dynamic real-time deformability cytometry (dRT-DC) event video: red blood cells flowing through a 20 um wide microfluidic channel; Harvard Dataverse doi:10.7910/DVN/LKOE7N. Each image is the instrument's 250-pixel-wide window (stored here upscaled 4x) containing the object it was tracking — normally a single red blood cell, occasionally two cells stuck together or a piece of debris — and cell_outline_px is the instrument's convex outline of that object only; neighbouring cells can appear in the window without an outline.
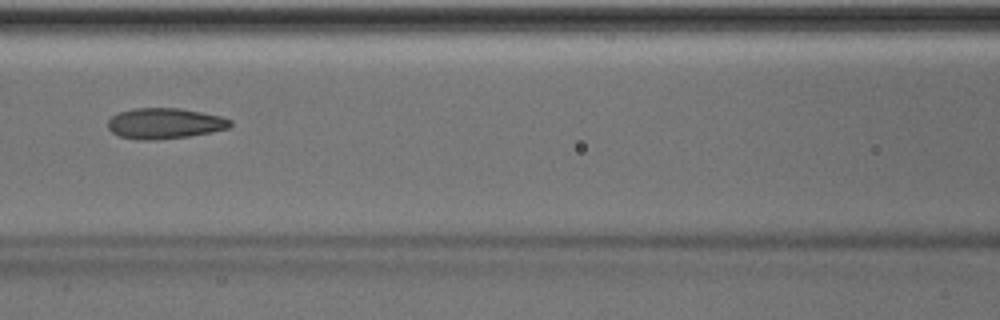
{"species": "Egyptian fruit bat (a non-hibernating species)", "species_latin": "Rousettus aegyptiacus", "temperature_condition": "room temperature", "stored_images_in_passage": 50, "camera_frame_rate_fps": 3000, "um_per_image_px": 0.085, "animal": {"sex": "male"}, "frame": {"image": 1, "passage_image": 22, "time_ms": 7.0, "image_size_px": [1000, 320], "cell_outline_px": [[232, 124], [228, 128], [212, 132], [188, 136], [152, 140], [140, 140], [120, 136], [112, 132], [108, 128], [108, 120], [112, 116], [120, 112], [136, 108], [180, 108], [220, 116], [232, 120]], "centroid_in_image_um": [14.0, 10.49], "position_along_channel_um": 152.6, "area_um2": 21.73}, "authors_computed_cell_mechanics": {"area_um2": 21.9929, "velocity_mm_per_s": 4.0579, "shape_relaxation_time_tau1_ms": 4.4769, "shape_relaxation_time_tau2_ms": 1.8249, "deformation_change_tau1": 0.1389, "deformation_change_tau2": 0.0938}}